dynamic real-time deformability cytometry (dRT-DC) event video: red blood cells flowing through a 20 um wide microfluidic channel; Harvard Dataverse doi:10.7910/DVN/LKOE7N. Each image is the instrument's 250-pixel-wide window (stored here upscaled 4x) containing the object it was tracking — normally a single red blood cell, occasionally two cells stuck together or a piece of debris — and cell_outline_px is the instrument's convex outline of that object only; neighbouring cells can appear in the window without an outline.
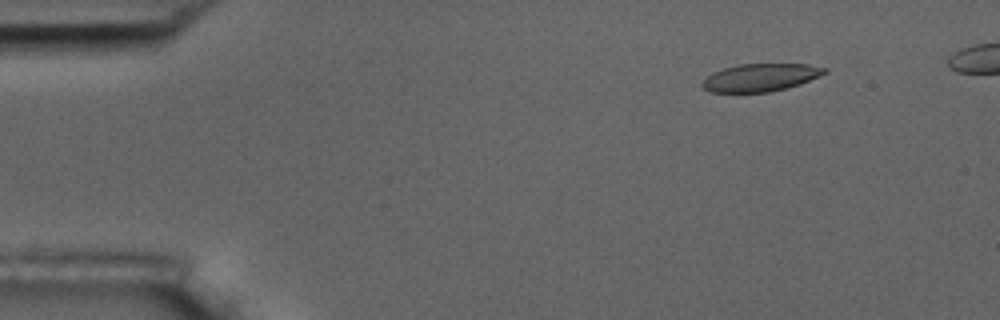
{"species": "common noctule bat (a hibernating species)", "species_latin": "Nyctalus noctula", "temperature_condition": "room temperature", "stored_images_in_passage": 9, "camera_frame_rate_fps": 3000, "um_per_image_px": 0.085, "animal": {"sex": "male", "body_mass_g": 17.5, "forearm_length_mm": 52.3}, "frame": {"image": 1, "passage_image": 2, "time_ms": 1.333, "image_size_px": [1000, 320], "cell_outline_px": [[828, 72], [800, 84], [788, 88], [768, 92], [712, 92], [704, 88], [700, 84], [712, 72], [736, 64], [808, 64], [828, 68]], "centroid_in_image_um": [64.66, 6.58], "position_along_channel_um": 20.3, "area_um2": 19.77}}
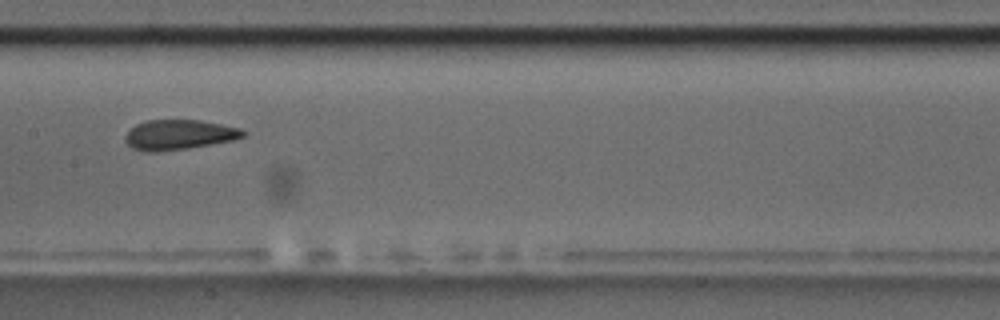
{"frame": {"image": 2, "passage_image": 8, "time_ms": 8.333, "image_size_px": [1000, 320], "cell_outline_px": [[244, 136], [236, 140], [188, 148], [156, 152], [148, 152], [132, 148], [124, 140], [124, 136], [136, 124], [148, 120], [200, 120], [240, 128], [244, 132]], "centroid_in_image_um": [15.21, 11.46], "position_along_channel_um": 192.2, "area_um2": 20.52}}
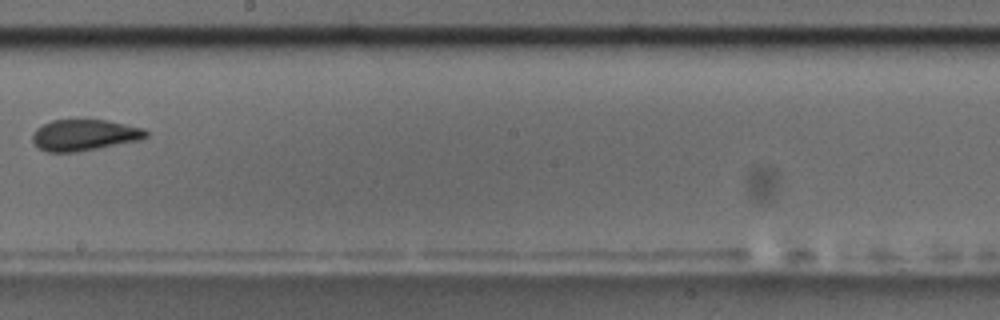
{"frame": {"image": 3, "passage_image": 9, "time_ms": 9.667, "image_size_px": [1000, 320], "cell_outline_px": [[148, 136], [140, 140], [76, 152], [48, 152], [40, 148], [32, 140], [32, 136], [36, 128], [52, 120], [108, 120], [144, 128], [148, 132]], "centroid_in_image_um": [7.19, 11.47], "position_along_channel_um": 241.0, "area_um2": 20.52}}